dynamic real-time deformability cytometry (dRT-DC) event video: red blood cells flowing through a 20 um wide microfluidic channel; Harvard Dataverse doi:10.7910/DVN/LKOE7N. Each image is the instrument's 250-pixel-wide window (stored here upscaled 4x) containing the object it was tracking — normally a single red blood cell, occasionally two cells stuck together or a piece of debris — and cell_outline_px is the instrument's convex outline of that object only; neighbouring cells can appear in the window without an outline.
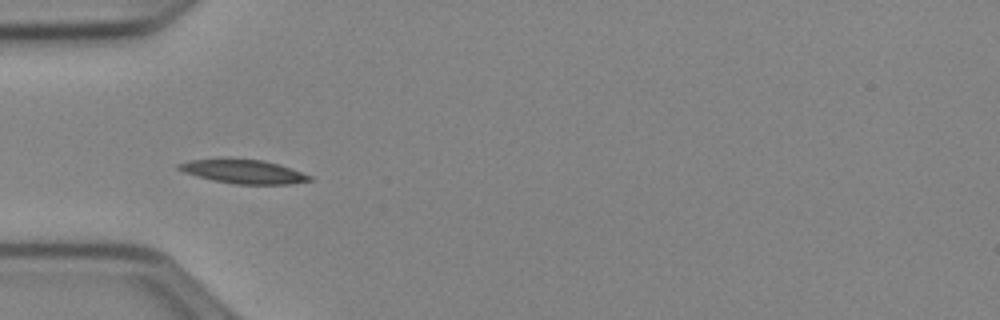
{"species": "Egyptian fruit bat (a non-hibernating species)", "species_latin": "Rousettus aegyptiacus", "temperature_condition": "cold", "stored_images_in_passage": 10, "camera_frame_rate_fps": 3000, "um_per_image_px": 0.085, "animal": {"sex": "female"}, "frame": {"image": 1, "passage_image": 4, "time_ms": 1.0, "image_size_px": [1000, 320], "cell_outline_px": [[312, 180], [292, 184], [236, 184], [212, 180], [184, 172], [176, 168], [176, 164], [188, 160], [264, 160], [312, 176]], "centroid_in_image_um": [20.68, 14.61], "position_along_channel_um": 64.3, "area_um2": 17.57}}
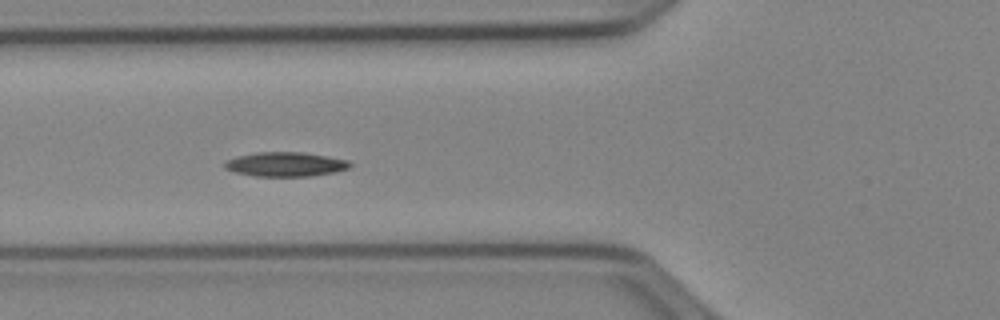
{"frame": {"image": 2, "passage_image": 7, "time_ms": 2.0, "image_size_px": [1000, 320], "cell_outline_px": [[352, 164], [348, 168], [336, 172], [312, 176], [256, 176], [236, 172], [224, 168], [224, 164], [228, 160], [236, 156], [256, 152], [304, 152], [348, 160]], "centroid_in_image_um": [24.28, 13.96], "position_along_channel_um": 101.5, "area_um2": 17.74}}
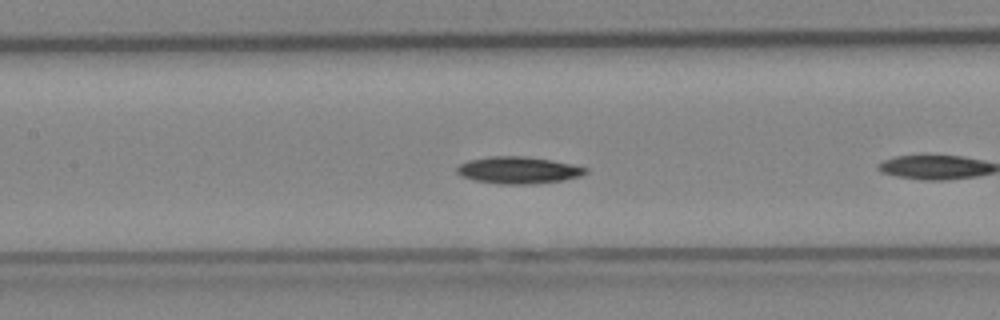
{"frame": {"image": 3, "passage_image": 9, "time_ms": 2.667, "image_size_px": [1000, 320], "cell_outline_px": [[588, 172], [580, 176], [564, 180], [536, 184], [500, 184], [472, 180], [460, 176], [456, 172], [456, 168], [460, 164], [468, 160], [492, 156], [524, 156], [552, 160], [572, 164], [588, 168]], "centroid_in_image_um": [44.05, 14.47], "position_along_channel_um": 163.4, "area_um2": 20.4}}